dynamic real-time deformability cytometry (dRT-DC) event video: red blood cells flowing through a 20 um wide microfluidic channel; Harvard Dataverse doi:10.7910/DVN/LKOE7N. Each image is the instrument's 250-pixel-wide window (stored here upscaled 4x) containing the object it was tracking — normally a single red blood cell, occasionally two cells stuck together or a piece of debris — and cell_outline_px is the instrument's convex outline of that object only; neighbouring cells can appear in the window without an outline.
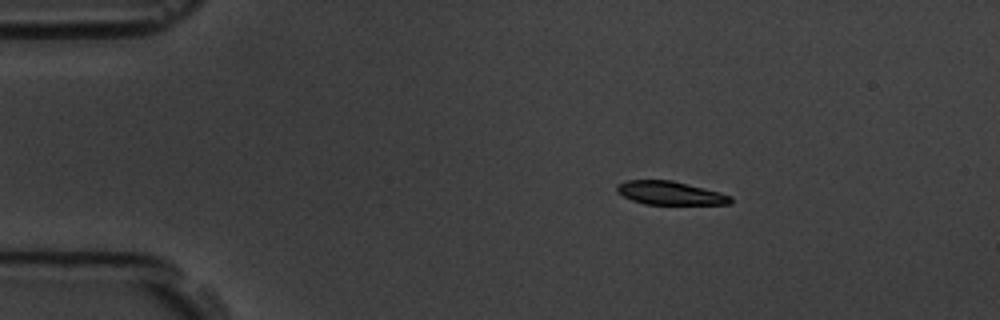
{"species": "common noctule bat (a hibernating species)", "species_latin": "Nyctalus noctula", "temperature_condition": "room temperature", "stored_images_in_passage": 57, "camera_frame_rate_fps": 3000, "um_per_image_px": 0.085, "animal": {"sex": "male", "body_mass_g": 19.5, "forearm_length_mm": 54.6}, "frame": {"image": 1, "passage_image": 9, "time_ms": 2.667, "image_size_px": [1000, 320], "cell_outline_px": [[732, 204], [644, 204], [632, 200], [616, 192], [616, 184], [628, 180], [672, 180], [720, 192], [732, 196]], "centroid_in_image_um": [56.95, 16.41], "position_along_channel_um": 28.1, "area_um2": 15.55}}
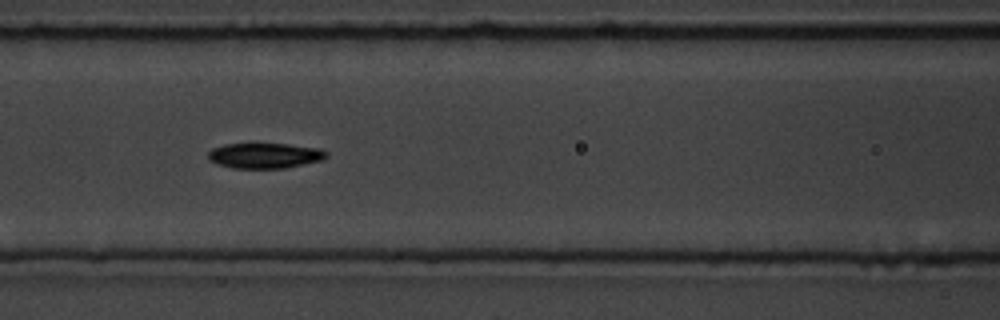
{"frame": {"image": 2, "passage_image": 24, "time_ms": 7.667, "image_size_px": [1000, 320], "cell_outline_px": [[328, 156], [320, 160], [284, 168], [232, 168], [216, 164], [208, 160], [208, 152], [212, 148], [224, 144], [288, 144], [320, 148], [328, 152]], "centroid_in_image_um": [22.47, 13.22], "position_along_channel_um": 144.1, "area_um2": 17.46}}
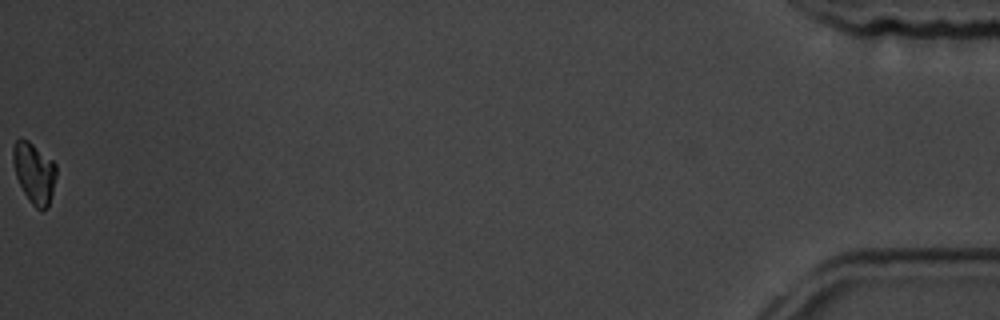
{"frame": {"image": 3, "passage_image": 57, "time_ms": 18.667, "image_size_px": [1000, 320], "cell_outline_px": [[56, 176], [48, 208], [36, 208], [28, 200], [16, 176], [12, 160], [12, 148], [16, 140], [20, 136], [28, 140], [52, 160], [56, 164]], "centroid_in_image_um": [2.89, 14.65], "position_along_channel_um": 432.3, "area_um2": 15.26}, "authors_computed_cell_mechanics": {"area_um2": 16.9932, "velocity_mm_per_s": 3.5528, "shape_relaxation_time_tau1_ms": 3.4793, "shape_relaxation_time_tau2_ms": null, "deformation_change_tau1": 0.1195, "deformation_change_tau2": null}}